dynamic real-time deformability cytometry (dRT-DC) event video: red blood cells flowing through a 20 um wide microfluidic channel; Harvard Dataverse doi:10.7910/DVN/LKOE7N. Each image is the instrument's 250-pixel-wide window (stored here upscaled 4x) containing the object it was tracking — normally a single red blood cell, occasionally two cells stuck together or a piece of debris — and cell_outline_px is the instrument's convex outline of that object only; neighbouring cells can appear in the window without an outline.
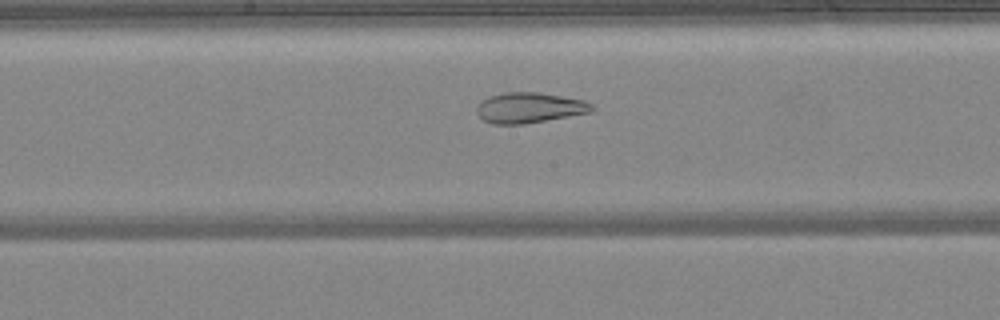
{"species": "common noctule bat (a hibernating species)", "species_latin": "Nyctalus noctula", "temperature_condition": "warm", "stored_images_in_passage": 45, "camera_frame_rate_fps": 3000, "um_per_image_px": 0.085, "animal": {"sex": "female", "body_mass_g": 24.6, "forearm_length_mm": 56.2}, "frame": {"image": 1, "passage_image": 22, "time_ms": 7.0, "image_size_px": [1000, 320], "cell_outline_px": [[596, 108], [592, 112], [524, 124], [492, 124], [484, 120], [476, 112], [476, 108], [480, 100], [488, 96], [504, 92], [536, 92], [584, 100], [592, 104]], "centroid_in_image_um": [44.98, 9.15], "position_along_channel_um": 203.2, "area_um2": 20.52}}
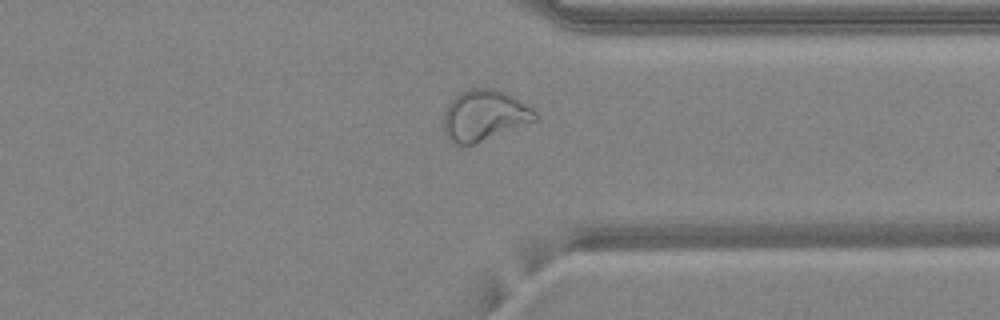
{"frame": {"image": 2, "passage_image": 34, "time_ms": 11.0, "image_size_px": [1000, 320], "cell_outline_px": [[540, 116], [536, 120], [476, 144], [452, 144], [448, 140], [444, 132], [444, 112], [448, 104], [460, 92], [472, 88], [496, 88], [520, 100], [532, 108]], "centroid_in_image_um": [41.16, 9.82], "position_along_channel_um": 370.2, "area_um2": 27.17}}
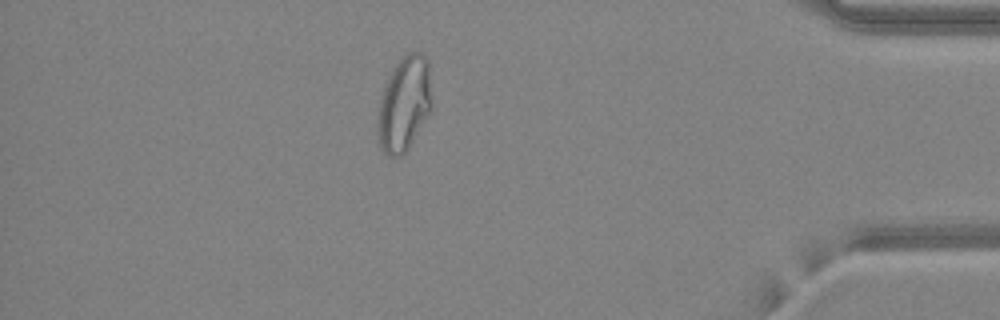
{"frame": {"image": 3, "passage_image": 39, "time_ms": 12.667, "image_size_px": [1000, 320], "cell_outline_px": [[432, 112], [408, 148], [400, 156], [388, 156], [380, 148], [376, 116], [384, 84], [392, 68], [408, 52], [420, 52], [428, 60], [432, 108]], "centroid_in_image_um": [34.36, 8.84], "position_along_channel_um": 400.8, "area_um2": 30.17}, "authors_computed_cell_mechanics": {"area_um2": 28.322, "velocity_mm_per_s": 4.2309, "shape_relaxation_time_tau1_ms": null, "shape_relaxation_time_tau2_ms": 1.2236, "deformation_change_tau1": null, "deformation_change_tau2": 0.0805}}